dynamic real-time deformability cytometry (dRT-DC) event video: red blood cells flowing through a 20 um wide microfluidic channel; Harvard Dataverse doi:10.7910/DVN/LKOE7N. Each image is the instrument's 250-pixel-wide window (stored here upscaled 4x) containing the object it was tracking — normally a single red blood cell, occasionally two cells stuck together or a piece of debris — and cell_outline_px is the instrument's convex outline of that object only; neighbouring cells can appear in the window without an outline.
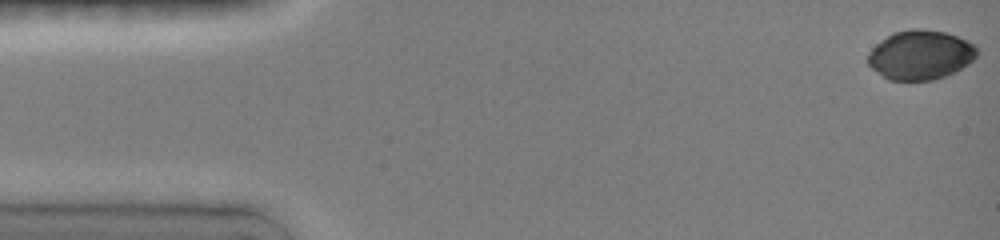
{"species": "common noctule bat (a hibernating species)", "species_latin": "Nyctalus noctula", "temperature_condition": "room temperature", "stored_images_in_passage": 17, "camera_frame_rate_fps": 3000, "um_per_image_px": 0.085, "animal": {"sex": "female", "body_mass_g": 19.0, "forearm_length_mm": 51.5}, "frame": {"image": 1, "passage_image": 1, "time_ms": 0.0, "image_size_px": [1000, 240], "cell_outline_px": [[976, 56], [968, 64], [944, 76], [932, 80], [888, 80], [872, 68], [868, 64], [868, 52], [880, 40], [892, 32], [912, 28], [920, 28], [944, 32], [956, 36], [976, 44]], "centroid_in_image_um": [78.2, 4.65], "position_along_channel_um": 6.8, "area_um2": 31.27}}
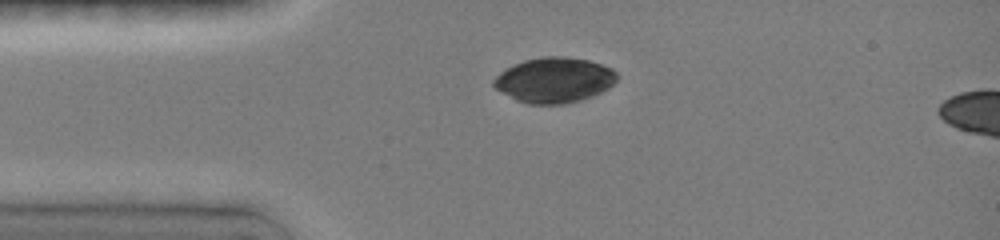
{"frame": {"image": 2, "passage_image": 11, "time_ms": 3.333, "image_size_px": [1000, 240], "cell_outline_px": [[616, 80], [608, 88], [592, 96], [568, 104], [528, 104], [516, 100], [496, 88], [492, 84], [492, 80], [500, 72], [524, 60], [544, 56], [560, 56], [588, 60], [612, 68], [616, 72]], "centroid_in_image_um": [47.11, 6.81], "position_along_channel_um": 37.9, "area_um2": 32.25}}